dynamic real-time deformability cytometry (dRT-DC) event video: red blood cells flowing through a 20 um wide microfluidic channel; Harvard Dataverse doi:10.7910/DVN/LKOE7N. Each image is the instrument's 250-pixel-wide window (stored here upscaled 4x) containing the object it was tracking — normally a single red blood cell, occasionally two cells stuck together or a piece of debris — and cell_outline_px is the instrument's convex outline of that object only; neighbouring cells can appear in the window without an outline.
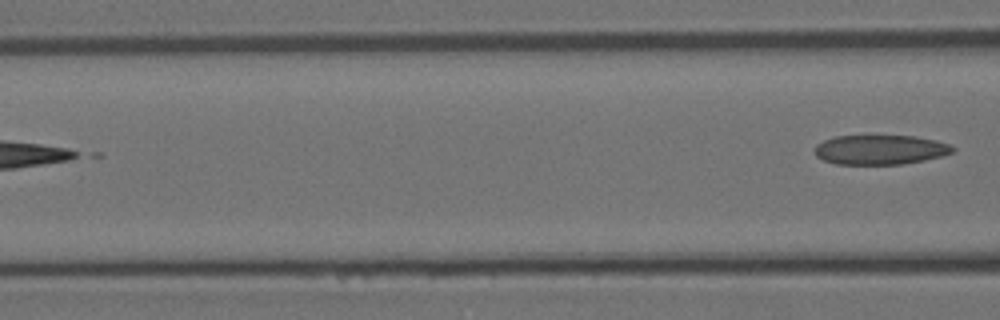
{"species": "Egyptian fruit bat (a non-hibernating species)", "species_latin": "Rousettus aegyptiacus", "temperature_condition": "room temperature", "stored_images_in_passage": 4, "segment_of_instrument_passage": [2, 2], "camera_frame_rate_fps": 3000, "um_per_image_px": 0.085, "animal": {"sex": "female"}, "frame": {"image": 1, "passage_image": 4, "time_ms": 1.0, "image_size_px": [1000, 320], "cell_outline_px": [[956, 148], [952, 152], [940, 156], [924, 160], [900, 164], [836, 164], [824, 160], [816, 156], [812, 152], [816, 144], [824, 140], [836, 136], [912, 136], [936, 140], [948, 144]], "centroid_in_image_um": [74.77, 12.72], "position_along_channel_um": 91.8, "area_um2": 23.7}}